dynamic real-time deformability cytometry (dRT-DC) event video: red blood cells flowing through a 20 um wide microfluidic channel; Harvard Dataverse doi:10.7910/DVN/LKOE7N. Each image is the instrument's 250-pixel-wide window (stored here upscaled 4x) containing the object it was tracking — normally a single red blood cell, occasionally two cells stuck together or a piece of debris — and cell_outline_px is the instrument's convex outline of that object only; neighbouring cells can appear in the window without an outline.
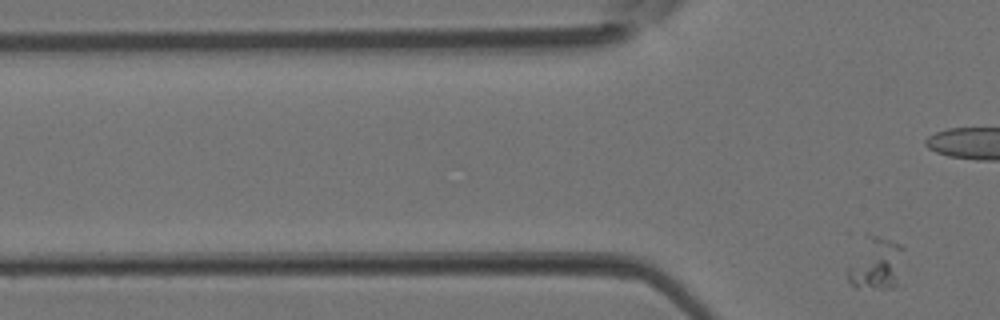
{"species": "Egyptian fruit bat (a non-hibernating species)", "species_latin": "Rousettus aegyptiacus", "temperature_condition": "room temperature", "stored_images_in_passage": 4, "camera_frame_rate_fps": 3000, "um_per_image_px": 0.085, "animal": {"sex": "female"}, "frame": {"image": 1, "passage_image": 4, "time_ms": 1.0, "image_size_px": [1000, 320], "cell_outline_px": [[904, 248], [896, 288], [856, 288], [848, 280], [848, 268], [864, 232], [868, 232], [900, 244]], "centroid_in_image_um": [74.43, 22.36], "position_along_channel_um": 51.4, "area_um2": 17.4}}